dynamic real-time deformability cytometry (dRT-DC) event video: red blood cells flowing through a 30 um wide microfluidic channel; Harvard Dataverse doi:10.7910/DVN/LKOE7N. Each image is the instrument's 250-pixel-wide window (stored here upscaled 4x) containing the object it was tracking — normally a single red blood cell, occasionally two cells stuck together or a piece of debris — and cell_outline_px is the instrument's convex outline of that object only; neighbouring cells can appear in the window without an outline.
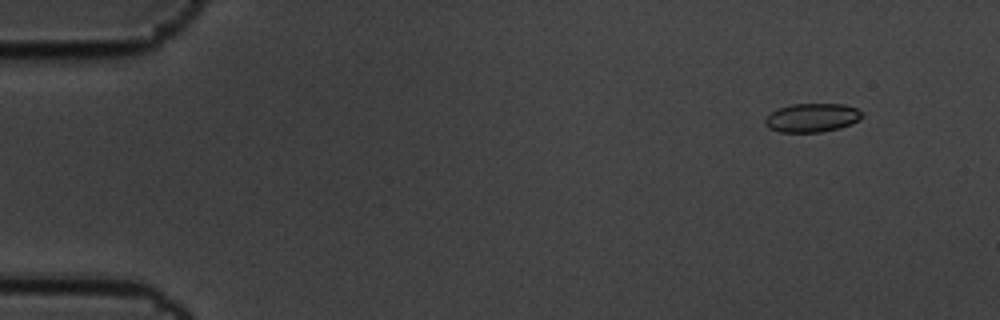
{"species": "common noctule bat (a hibernating species)", "species_latin": "Nyctalus noctula", "temperature_condition": "cold", "stored_images_in_passage": 7, "camera_frame_rate_fps": 3000, "um_per_image_px": 0.085, "animal": {"sex": "male", "body_mass_g": 19.5, "forearm_length_mm": 54.6}, "frame": {"image": 1, "passage_image": 2, "time_ms": 0.333, "image_size_px": [1000, 320], "cell_outline_px": [[864, 116], [860, 120], [852, 124], [840, 128], [820, 132], [780, 132], [768, 128], [764, 124], [764, 120], [772, 112], [780, 108], [792, 104], [844, 104], [856, 108], [864, 112]], "centroid_in_image_um": [69.07, 10.01], "position_along_channel_um": 15.9, "area_um2": 16.36}}
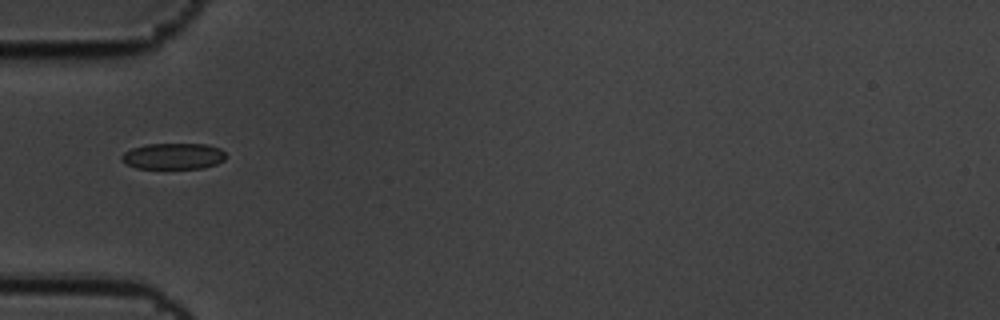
{"frame": {"image": 2, "passage_image": 6, "time_ms": 1.667, "image_size_px": [1000, 320], "cell_outline_px": [[224, 160], [216, 164], [204, 168], [136, 168], [124, 164], [120, 160], [120, 156], [124, 152], [132, 148], [148, 144], [208, 144], [220, 148], [224, 152]], "centroid_in_image_um": [14.7, 13.27], "position_along_channel_um": 70.3, "area_um2": 15.95}}
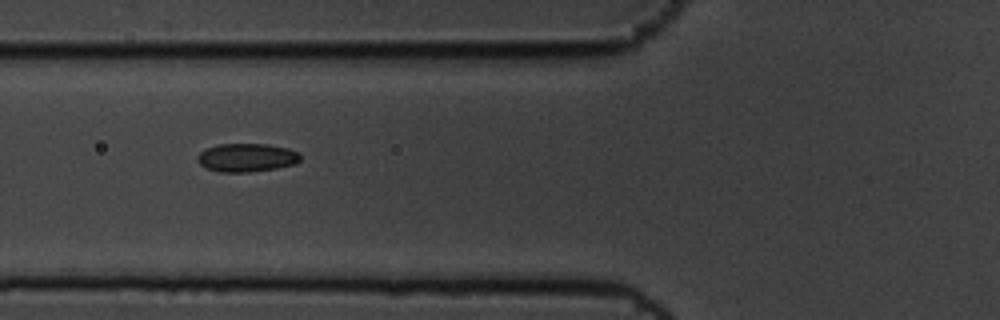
{"frame": {"image": 3, "passage_image": 7, "time_ms": 2.0, "image_size_px": [1000, 320], "cell_outline_px": [[300, 160], [296, 164], [276, 168], [248, 172], [220, 172], [208, 168], [200, 164], [196, 160], [196, 156], [200, 152], [208, 148], [220, 144], [268, 144], [288, 148], [296, 152], [300, 156]], "centroid_in_image_um": [20.96, 13.39], "position_along_channel_um": 104.8, "area_um2": 16.94}}